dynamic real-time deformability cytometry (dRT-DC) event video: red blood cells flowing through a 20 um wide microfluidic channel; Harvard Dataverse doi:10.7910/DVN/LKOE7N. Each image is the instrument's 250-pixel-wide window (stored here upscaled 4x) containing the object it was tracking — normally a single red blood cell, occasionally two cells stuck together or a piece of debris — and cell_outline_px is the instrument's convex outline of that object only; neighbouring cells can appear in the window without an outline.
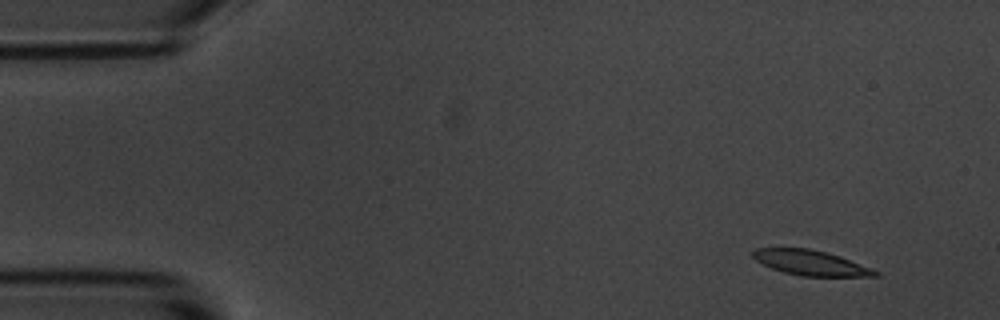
{"species": "common noctule bat (a hibernating species)", "species_latin": "Nyctalus noctula", "temperature_condition": "room temperature", "stored_images_in_passage": 5, "camera_frame_rate_fps": 3000, "um_per_image_px": 0.085, "animal": {"sex": "male", "body_mass_g": 20.1, "forearm_length_mm": 53.5}, "frame": {"image": 1, "passage_image": 1, "time_ms": 0.0, "image_size_px": [1000, 320], "cell_outline_px": [[880, 276], [804, 276], [784, 272], [772, 268], [756, 260], [752, 256], [752, 252], [756, 248], [808, 248], [840, 256], [872, 268], [880, 272]], "centroid_in_image_um": [68.93, 22.34], "position_along_channel_um": 16.1, "area_um2": 17.69}}
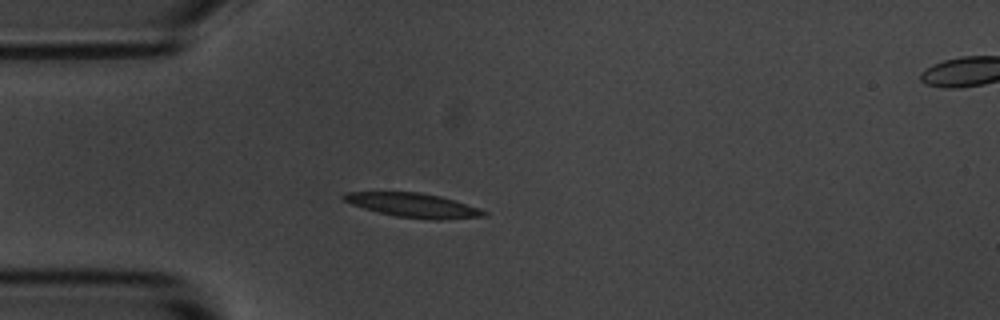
{"frame": {"image": 2, "passage_image": 4, "time_ms": 3.333, "image_size_px": [1000, 320], "cell_outline_px": [[488, 216], [440, 220], [428, 220], [396, 216], [364, 208], [352, 204], [344, 200], [340, 196], [344, 192], [416, 192], [440, 196], [488, 212]], "centroid_in_image_um": [35.11, 17.45], "position_along_channel_um": 49.9, "area_um2": 19.48}}